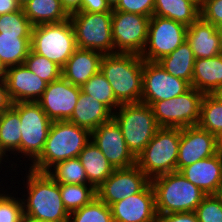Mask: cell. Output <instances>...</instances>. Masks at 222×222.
Returning <instances> with one entry per match:
<instances>
[{"mask_svg": "<svg viewBox=\"0 0 222 222\" xmlns=\"http://www.w3.org/2000/svg\"><path fill=\"white\" fill-rule=\"evenodd\" d=\"M28 169L23 178V186L27 190L20 188L25 191L20 197L25 221L69 222L70 214L64 207L60 184L47 172Z\"/></svg>", "mask_w": 222, "mask_h": 222, "instance_id": "obj_1", "label": "cell"}, {"mask_svg": "<svg viewBox=\"0 0 222 222\" xmlns=\"http://www.w3.org/2000/svg\"><path fill=\"white\" fill-rule=\"evenodd\" d=\"M91 141V132L69 121H53L41 155L29 165L38 172H48L60 161L77 158Z\"/></svg>", "mask_w": 222, "mask_h": 222, "instance_id": "obj_2", "label": "cell"}, {"mask_svg": "<svg viewBox=\"0 0 222 222\" xmlns=\"http://www.w3.org/2000/svg\"><path fill=\"white\" fill-rule=\"evenodd\" d=\"M144 60L134 53L103 55L100 72L108 80L115 98L121 103L141 102Z\"/></svg>", "mask_w": 222, "mask_h": 222, "instance_id": "obj_3", "label": "cell"}, {"mask_svg": "<svg viewBox=\"0 0 222 222\" xmlns=\"http://www.w3.org/2000/svg\"><path fill=\"white\" fill-rule=\"evenodd\" d=\"M155 194L157 214L194 212L207 195L179 172H170L150 180Z\"/></svg>", "mask_w": 222, "mask_h": 222, "instance_id": "obj_4", "label": "cell"}, {"mask_svg": "<svg viewBox=\"0 0 222 222\" xmlns=\"http://www.w3.org/2000/svg\"><path fill=\"white\" fill-rule=\"evenodd\" d=\"M120 127L128 149L137 157L160 128L150 105L124 103L113 113L112 118Z\"/></svg>", "mask_w": 222, "mask_h": 222, "instance_id": "obj_5", "label": "cell"}, {"mask_svg": "<svg viewBox=\"0 0 222 222\" xmlns=\"http://www.w3.org/2000/svg\"><path fill=\"white\" fill-rule=\"evenodd\" d=\"M180 128L160 127L144 150L136 157V165L152 180L177 171Z\"/></svg>", "mask_w": 222, "mask_h": 222, "instance_id": "obj_6", "label": "cell"}, {"mask_svg": "<svg viewBox=\"0 0 222 222\" xmlns=\"http://www.w3.org/2000/svg\"><path fill=\"white\" fill-rule=\"evenodd\" d=\"M12 107L19 113L21 122L20 158L32 164L43 152L52 120L37 102H16ZM29 160V161H28ZM31 162V163H29Z\"/></svg>", "mask_w": 222, "mask_h": 222, "instance_id": "obj_7", "label": "cell"}, {"mask_svg": "<svg viewBox=\"0 0 222 222\" xmlns=\"http://www.w3.org/2000/svg\"><path fill=\"white\" fill-rule=\"evenodd\" d=\"M31 49L63 68L77 49L70 19L61 23L33 26Z\"/></svg>", "mask_w": 222, "mask_h": 222, "instance_id": "obj_8", "label": "cell"}, {"mask_svg": "<svg viewBox=\"0 0 222 222\" xmlns=\"http://www.w3.org/2000/svg\"><path fill=\"white\" fill-rule=\"evenodd\" d=\"M76 45L79 49L114 54L112 39V12L70 14Z\"/></svg>", "mask_w": 222, "mask_h": 222, "instance_id": "obj_9", "label": "cell"}, {"mask_svg": "<svg viewBox=\"0 0 222 222\" xmlns=\"http://www.w3.org/2000/svg\"><path fill=\"white\" fill-rule=\"evenodd\" d=\"M204 93L191 87L184 94L151 105L159 127L185 128L198 125Z\"/></svg>", "mask_w": 222, "mask_h": 222, "instance_id": "obj_10", "label": "cell"}, {"mask_svg": "<svg viewBox=\"0 0 222 222\" xmlns=\"http://www.w3.org/2000/svg\"><path fill=\"white\" fill-rule=\"evenodd\" d=\"M187 26L172 19L152 16L149 21L146 46L141 58L157 62L186 41Z\"/></svg>", "mask_w": 222, "mask_h": 222, "instance_id": "obj_11", "label": "cell"}, {"mask_svg": "<svg viewBox=\"0 0 222 222\" xmlns=\"http://www.w3.org/2000/svg\"><path fill=\"white\" fill-rule=\"evenodd\" d=\"M151 17L129 12H112V39L114 53L141 55L147 37Z\"/></svg>", "mask_w": 222, "mask_h": 222, "instance_id": "obj_12", "label": "cell"}, {"mask_svg": "<svg viewBox=\"0 0 222 222\" xmlns=\"http://www.w3.org/2000/svg\"><path fill=\"white\" fill-rule=\"evenodd\" d=\"M191 85L166 72L158 62L144 60L141 102L152 105L156 101L169 100L184 94Z\"/></svg>", "mask_w": 222, "mask_h": 222, "instance_id": "obj_13", "label": "cell"}, {"mask_svg": "<svg viewBox=\"0 0 222 222\" xmlns=\"http://www.w3.org/2000/svg\"><path fill=\"white\" fill-rule=\"evenodd\" d=\"M150 179L137 166L115 169L112 174L96 189L97 197L108 206L140 193Z\"/></svg>", "mask_w": 222, "mask_h": 222, "instance_id": "obj_14", "label": "cell"}, {"mask_svg": "<svg viewBox=\"0 0 222 222\" xmlns=\"http://www.w3.org/2000/svg\"><path fill=\"white\" fill-rule=\"evenodd\" d=\"M80 91L81 87L61 77L47 84L37 103L52 121H68L77 104Z\"/></svg>", "mask_w": 222, "mask_h": 222, "instance_id": "obj_15", "label": "cell"}, {"mask_svg": "<svg viewBox=\"0 0 222 222\" xmlns=\"http://www.w3.org/2000/svg\"><path fill=\"white\" fill-rule=\"evenodd\" d=\"M91 140L115 169L136 165V157L128 149L121 129L113 119L92 131Z\"/></svg>", "mask_w": 222, "mask_h": 222, "instance_id": "obj_16", "label": "cell"}, {"mask_svg": "<svg viewBox=\"0 0 222 222\" xmlns=\"http://www.w3.org/2000/svg\"><path fill=\"white\" fill-rule=\"evenodd\" d=\"M218 152V138L212 133L198 125L181 128L177 171Z\"/></svg>", "mask_w": 222, "mask_h": 222, "instance_id": "obj_17", "label": "cell"}, {"mask_svg": "<svg viewBox=\"0 0 222 222\" xmlns=\"http://www.w3.org/2000/svg\"><path fill=\"white\" fill-rule=\"evenodd\" d=\"M114 222H156L155 194L151 183L140 193L110 205Z\"/></svg>", "mask_w": 222, "mask_h": 222, "instance_id": "obj_18", "label": "cell"}, {"mask_svg": "<svg viewBox=\"0 0 222 222\" xmlns=\"http://www.w3.org/2000/svg\"><path fill=\"white\" fill-rule=\"evenodd\" d=\"M5 83L12 103L37 102L48 84L24 64L9 67Z\"/></svg>", "mask_w": 222, "mask_h": 222, "instance_id": "obj_19", "label": "cell"}, {"mask_svg": "<svg viewBox=\"0 0 222 222\" xmlns=\"http://www.w3.org/2000/svg\"><path fill=\"white\" fill-rule=\"evenodd\" d=\"M186 41L190 44L195 59L212 58L222 54V31L201 17L186 31Z\"/></svg>", "mask_w": 222, "mask_h": 222, "instance_id": "obj_20", "label": "cell"}, {"mask_svg": "<svg viewBox=\"0 0 222 222\" xmlns=\"http://www.w3.org/2000/svg\"><path fill=\"white\" fill-rule=\"evenodd\" d=\"M180 172L207 195L214 194L222 184V153L198 160Z\"/></svg>", "mask_w": 222, "mask_h": 222, "instance_id": "obj_21", "label": "cell"}, {"mask_svg": "<svg viewBox=\"0 0 222 222\" xmlns=\"http://www.w3.org/2000/svg\"><path fill=\"white\" fill-rule=\"evenodd\" d=\"M102 57L100 52L77 48L62 68V77L81 87L100 71Z\"/></svg>", "mask_w": 222, "mask_h": 222, "instance_id": "obj_22", "label": "cell"}, {"mask_svg": "<svg viewBox=\"0 0 222 222\" xmlns=\"http://www.w3.org/2000/svg\"><path fill=\"white\" fill-rule=\"evenodd\" d=\"M112 118L113 112L106 105L80 91L77 104L68 121L92 132Z\"/></svg>", "mask_w": 222, "mask_h": 222, "instance_id": "obj_23", "label": "cell"}, {"mask_svg": "<svg viewBox=\"0 0 222 222\" xmlns=\"http://www.w3.org/2000/svg\"><path fill=\"white\" fill-rule=\"evenodd\" d=\"M222 85V54L212 58H197L193 68L192 87L211 94Z\"/></svg>", "mask_w": 222, "mask_h": 222, "instance_id": "obj_24", "label": "cell"}, {"mask_svg": "<svg viewBox=\"0 0 222 222\" xmlns=\"http://www.w3.org/2000/svg\"><path fill=\"white\" fill-rule=\"evenodd\" d=\"M78 158L85 169L88 183L95 189L115 170L92 140L84 147Z\"/></svg>", "mask_w": 222, "mask_h": 222, "instance_id": "obj_25", "label": "cell"}, {"mask_svg": "<svg viewBox=\"0 0 222 222\" xmlns=\"http://www.w3.org/2000/svg\"><path fill=\"white\" fill-rule=\"evenodd\" d=\"M20 126L19 113L12 106L0 114V152L7 160L12 155L14 160L20 153Z\"/></svg>", "mask_w": 222, "mask_h": 222, "instance_id": "obj_26", "label": "cell"}, {"mask_svg": "<svg viewBox=\"0 0 222 222\" xmlns=\"http://www.w3.org/2000/svg\"><path fill=\"white\" fill-rule=\"evenodd\" d=\"M22 8L33 26L61 23L70 18L60 0H31Z\"/></svg>", "mask_w": 222, "mask_h": 222, "instance_id": "obj_27", "label": "cell"}, {"mask_svg": "<svg viewBox=\"0 0 222 222\" xmlns=\"http://www.w3.org/2000/svg\"><path fill=\"white\" fill-rule=\"evenodd\" d=\"M157 62L166 72L187 81L192 87L195 57L187 41Z\"/></svg>", "mask_w": 222, "mask_h": 222, "instance_id": "obj_28", "label": "cell"}, {"mask_svg": "<svg viewBox=\"0 0 222 222\" xmlns=\"http://www.w3.org/2000/svg\"><path fill=\"white\" fill-rule=\"evenodd\" d=\"M200 11L191 0H155L153 16L169 18L189 27L200 18Z\"/></svg>", "mask_w": 222, "mask_h": 222, "instance_id": "obj_29", "label": "cell"}, {"mask_svg": "<svg viewBox=\"0 0 222 222\" xmlns=\"http://www.w3.org/2000/svg\"><path fill=\"white\" fill-rule=\"evenodd\" d=\"M31 36L0 33V59L7 68L24 64L31 50Z\"/></svg>", "mask_w": 222, "mask_h": 222, "instance_id": "obj_30", "label": "cell"}, {"mask_svg": "<svg viewBox=\"0 0 222 222\" xmlns=\"http://www.w3.org/2000/svg\"><path fill=\"white\" fill-rule=\"evenodd\" d=\"M60 192L64 207L69 214L97 197L96 189L90 184H60Z\"/></svg>", "mask_w": 222, "mask_h": 222, "instance_id": "obj_31", "label": "cell"}, {"mask_svg": "<svg viewBox=\"0 0 222 222\" xmlns=\"http://www.w3.org/2000/svg\"><path fill=\"white\" fill-rule=\"evenodd\" d=\"M47 173L58 184H89L85 169L78 157L58 162Z\"/></svg>", "mask_w": 222, "mask_h": 222, "instance_id": "obj_32", "label": "cell"}, {"mask_svg": "<svg viewBox=\"0 0 222 222\" xmlns=\"http://www.w3.org/2000/svg\"><path fill=\"white\" fill-rule=\"evenodd\" d=\"M81 91L106 105L113 113L121 105L115 98L108 80L100 71L81 86Z\"/></svg>", "mask_w": 222, "mask_h": 222, "instance_id": "obj_33", "label": "cell"}, {"mask_svg": "<svg viewBox=\"0 0 222 222\" xmlns=\"http://www.w3.org/2000/svg\"><path fill=\"white\" fill-rule=\"evenodd\" d=\"M198 126L217 138L222 134V103L210 94L203 97Z\"/></svg>", "mask_w": 222, "mask_h": 222, "instance_id": "obj_34", "label": "cell"}, {"mask_svg": "<svg viewBox=\"0 0 222 222\" xmlns=\"http://www.w3.org/2000/svg\"><path fill=\"white\" fill-rule=\"evenodd\" d=\"M69 222H114L110 206L95 197L89 204L70 213Z\"/></svg>", "mask_w": 222, "mask_h": 222, "instance_id": "obj_35", "label": "cell"}, {"mask_svg": "<svg viewBox=\"0 0 222 222\" xmlns=\"http://www.w3.org/2000/svg\"><path fill=\"white\" fill-rule=\"evenodd\" d=\"M24 65L39 78L47 83L56 81L62 77V68L46 57L29 51Z\"/></svg>", "mask_w": 222, "mask_h": 222, "instance_id": "obj_36", "label": "cell"}, {"mask_svg": "<svg viewBox=\"0 0 222 222\" xmlns=\"http://www.w3.org/2000/svg\"><path fill=\"white\" fill-rule=\"evenodd\" d=\"M33 25L26 17L23 8L0 15V33L2 35H32Z\"/></svg>", "mask_w": 222, "mask_h": 222, "instance_id": "obj_37", "label": "cell"}, {"mask_svg": "<svg viewBox=\"0 0 222 222\" xmlns=\"http://www.w3.org/2000/svg\"><path fill=\"white\" fill-rule=\"evenodd\" d=\"M4 189L3 185L0 190V222H25L21 198L16 197L14 189L10 194Z\"/></svg>", "mask_w": 222, "mask_h": 222, "instance_id": "obj_38", "label": "cell"}, {"mask_svg": "<svg viewBox=\"0 0 222 222\" xmlns=\"http://www.w3.org/2000/svg\"><path fill=\"white\" fill-rule=\"evenodd\" d=\"M194 212L199 222H222V205L214 194L206 195Z\"/></svg>", "mask_w": 222, "mask_h": 222, "instance_id": "obj_39", "label": "cell"}, {"mask_svg": "<svg viewBox=\"0 0 222 222\" xmlns=\"http://www.w3.org/2000/svg\"><path fill=\"white\" fill-rule=\"evenodd\" d=\"M155 0H119L113 11L129 12L152 17Z\"/></svg>", "mask_w": 222, "mask_h": 222, "instance_id": "obj_40", "label": "cell"}, {"mask_svg": "<svg viewBox=\"0 0 222 222\" xmlns=\"http://www.w3.org/2000/svg\"><path fill=\"white\" fill-rule=\"evenodd\" d=\"M200 17L217 28H222V0H203Z\"/></svg>", "mask_w": 222, "mask_h": 222, "instance_id": "obj_41", "label": "cell"}, {"mask_svg": "<svg viewBox=\"0 0 222 222\" xmlns=\"http://www.w3.org/2000/svg\"><path fill=\"white\" fill-rule=\"evenodd\" d=\"M79 12H113V9L108 4L107 0H81V8Z\"/></svg>", "mask_w": 222, "mask_h": 222, "instance_id": "obj_42", "label": "cell"}, {"mask_svg": "<svg viewBox=\"0 0 222 222\" xmlns=\"http://www.w3.org/2000/svg\"><path fill=\"white\" fill-rule=\"evenodd\" d=\"M156 222H199L195 212L157 214Z\"/></svg>", "mask_w": 222, "mask_h": 222, "instance_id": "obj_43", "label": "cell"}, {"mask_svg": "<svg viewBox=\"0 0 222 222\" xmlns=\"http://www.w3.org/2000/svg\"><path fill=\"white\" fill-rule=\"evenodd\" d=\"M5 82H0V114L12 106Z\"/></svg>", "mask_w": 222, "mask_h": 222, "instance_id": "obj_44", "label": "cell"}, {"mask_svg": "<svg viewBox=\"0 0 222 222\" xmlns=\"http://www.w3.org/2000/svg\"><path fill=\"white\" fill-rule=\"evenodd\" d=\"M21 6L16 0H0V15L18 11Z\"/></svg>", "mask_w": 222, "mask_h": 222, "instance_id": "obj_45", "label": "cell"}, {"mask_svg": "<svg viewBox=\"0 0 222 222\" xmlns=\"http://www.w3.org/2000/svg\"><path fill=\"white\" fill-rule=\"evenodd\" d=\"M60 2L69 15L80 11L81 0H60Z\"/></svg>", "mask_w": 222, "mask_h": 222, "instance_id": "obj_46", "label": "cell"}, {"mask_svg": "<svg viewBox=\"0 0 222 222\" xmlns=\"http://www.w3.org/2000/svg\"><path fill=\"white\" fill-rule=\"evenodd\" d=\"M8 161H9V160H7V159L3 156V154L0 152V169H1V170L3 169V168H2V164H4V163L6 162V163L9 164L8 167H9L10 169L12 168L13 171L16 172V174H18L17 171H15V170H18L19 166H17V165H19V164L15 163L14 161H12L13 163H12L11 161H9V162H8ZM2 162H3V163H2ZM10 162H11V163H10ZM10 164H11V166H10ZM13 166H14V167H13ZM16 166H17V167H16ZM15 168H17V169H15Z\"/></svg>", "mask_w": 222, "mask_h": 222, "instance_id": "obj_47", "label": "cell"}, {"mask_svg": "<svg viewBox=\"0 0 222 222\" xmlns=\"http://www.w3.org/2000/svg\"><path fill=\"white\" fill-rule=\"evenodd\" d=\"M8 72L7 66L0 59V82H5Z\"/></svg>", "mask_w": 222, "mask_h": 222, "instance_id": "obj_48", "label": "cell"}, {"mask_svg": "<svg viewBox=\"0 0 222 222\" xmlns=\"http://www.w3.org/2000/svg\"><path fill=\"white\" fill-rule=\"evenodd\" d=\"M210 95L218 102L222 103V85L217 87Z\"/></svg>", "mask_w": 222, "mask_h": 222, "instance_id": "obj_49", "label": "cell"}, {"mask_svg": "<svg viewBox=\"0 0 222 222\" xmlns=\"http://www.w3.org/2000/svg\"><path fill=\"white\" fill-rule=\"evenodd\" d=\"M214 195L222 205V184L218 187Z\"/></svg>", "mask_w": 222, "mask_h": 222, "instance_id": "obj_50", "label": "cell"}, {"mask_svg": "<svg viewBox=\"0 0 222 222\" xmlns=\"http://www.w3.org/2000/svg\"><path fill=\"white\" fill-rule=\"evenodd\" d=\"M218 151L222 153V134L218 137Z\"/></svg>", "mask_w": 222, "mask_h": 222, "instance_id": "obj_51", "label": "cell"}, {"mask_svg": "<svg viewBox=\"0 0 222 222\" xmlns=\"http://www.w3.org/2000/svg\"><path fill=\"white\" fill-rule=\"evenodd\" d=\"M107 2L113 9L116 6V4L119 2V0H107Z\"/></svg>", "mask_w": 222, "mask_h": 222, "instance_id": "obj_52", "label": "cell"}, {"mask_svg": "<svg viewBox=\"0 0 222 222\" xmlns=\"http://www.w3.org/2000/svg\"><path fill=\"white\" fill-rule=\"evenodd\" d=\"M17 3L21 6V8L31 0H16Z\"/></svg>", "mask_w": 222, "mask_h": 222, "instance_id": "obj_53", "label": "cell"}, {"mask_svg": "<svg viewBox=\"0 0 222 222\" xmlns=\"http://www.w3.org/2000/svg\"><path fill=\"white\" fill-rule=\"evenodd\" d=\"M191 1L196 3L201 8L203 0H191Z\"/></svg>", "mask_w": 222, "mask_h": 222, "instance_id": "obj_54", "label": "cell"}]
</instances>
